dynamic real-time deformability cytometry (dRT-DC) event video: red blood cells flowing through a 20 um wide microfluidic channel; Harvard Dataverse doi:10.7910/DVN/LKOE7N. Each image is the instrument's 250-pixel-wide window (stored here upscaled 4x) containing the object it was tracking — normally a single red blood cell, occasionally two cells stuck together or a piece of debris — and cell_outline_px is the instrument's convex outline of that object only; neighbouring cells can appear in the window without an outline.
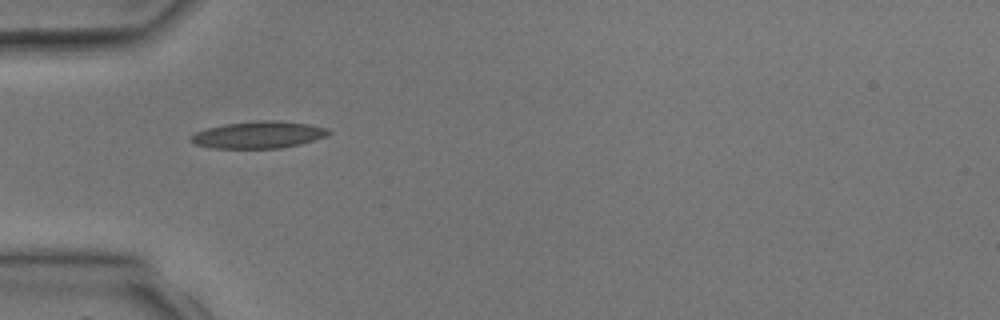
{"species": "common noctule bat (a hibernating species)", "species_latin": "Nyctalus noctula", "temperature_condition": "room temperature", "stored_images_in_passage": 2, "camera_frame_rate_fps": 3000, "um_per_image_px": 0.085, "animal": {"sex": "male", "body_mass_g": 17.9, "forearm_length_mm": 54.2}, "frame": {"image": 1, "passage_image": 1, "time_ms": 0.0, "image_size_px": [1000, 320], "cell_outline_px": [[332, 132], [328, 136], [300, 144], [280, 148], [208, 148], [196, 144], [188, 140], [188, 136], [196, 132], [208, 128], [224, 124], [260, 120], [272, 120], [308, 124], [328, 128]], "centroid_in_image_um": [21.96, 11.46], "position_along_channel_um": 63.0, "area_um2": 21.73}}